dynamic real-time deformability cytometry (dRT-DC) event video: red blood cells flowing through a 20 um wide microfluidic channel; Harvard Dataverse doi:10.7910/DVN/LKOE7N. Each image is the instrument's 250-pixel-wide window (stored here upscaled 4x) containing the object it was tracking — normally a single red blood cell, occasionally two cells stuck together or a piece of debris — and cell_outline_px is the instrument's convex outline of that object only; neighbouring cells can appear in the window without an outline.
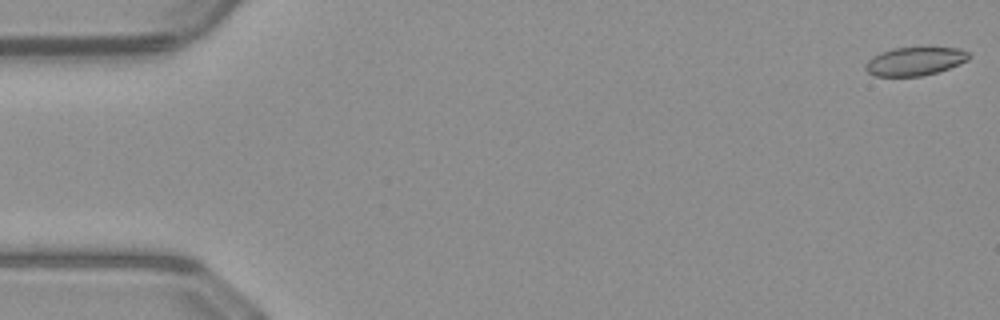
{"species": "common noctule bat (a hibernating species)", "species_latin": "Nyctalus noctula", "temperature_condition": "warm", "stored_images_in_passage": 51, "camera_frame_rate_fps": 3000, "um_per_image_px": 0.085, "animal": {"sex": "male", "body_mass_g": 23.1, "forearm_length_mm": 52.7}, "frame": {"image": 1, "passage_image": 1, "time_ms": 0.0, "image_size_px": [1000, 320], "cell_outline_px": [[972, 56], [968, 60], [960, 64], [924, 76], [876, 76], [868, 72], [864, 68], [864, 64], [872, 56], [880, 52], [892, 48], [960, 48], [968, 52]], "centroid_in_image_um": [77.75, 5.21], "position_along_channel_um": 7.2, "area_um2": 17.17}}
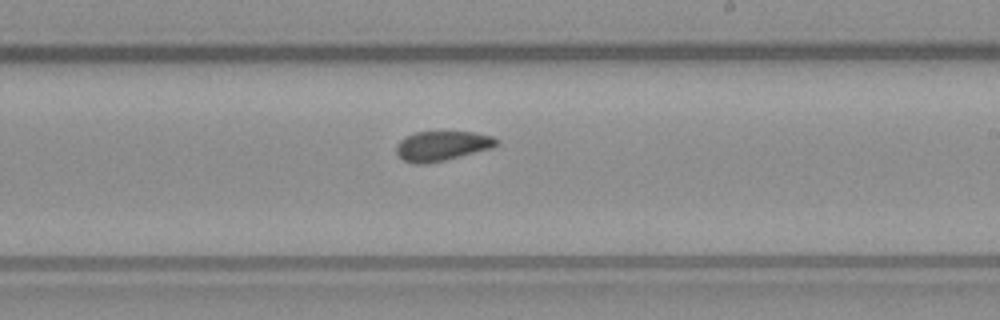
{"frame": {"image": 2, "passage_image": 30, "time_ms": 9.667, "image_size_px": [1000, 320], "cell_outline_px": [[500, 144], [492, 148], [444, 160], [424, 164], [416, 164], [404, 160], [396, 152], [396, 144], [400, 140], [416, 132], [472, 132], [492, 136], [500, 140]], "centroid_in_image_um": [37.6, 12.4], "position_along_channel_um": 251.4, "area_um2": 17.22}}
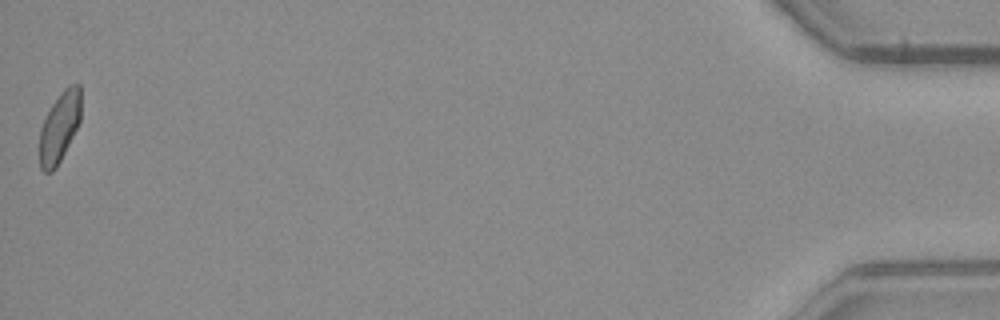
{"frame": {"image": 3, "passage_image": 51, "time_ms": 16.667, "image_size_px": [1000, 320], "cell_outline_px": [[80, 120], [56, 168], [52, 172], [44, 172], [40, 168], [40, 128], [52, 104], [60, 92], [68, 84], [80, 84]], "centroid_in_image_um": [5.05, 10.78], "position_along_channel_um": 430.2, "area_um2": 16.65}, "authors_computed_cell_mechanics": {"area_um2": 17.7446, "velocity_mm_per_s": 4.0657, "shape_relaxation_time_tau1_ms": null, "shape_relaxation_time_tau2_ms": 1.9928, "deformation_change_tau1": null, "deformation_change_tau2": 0.0676}}